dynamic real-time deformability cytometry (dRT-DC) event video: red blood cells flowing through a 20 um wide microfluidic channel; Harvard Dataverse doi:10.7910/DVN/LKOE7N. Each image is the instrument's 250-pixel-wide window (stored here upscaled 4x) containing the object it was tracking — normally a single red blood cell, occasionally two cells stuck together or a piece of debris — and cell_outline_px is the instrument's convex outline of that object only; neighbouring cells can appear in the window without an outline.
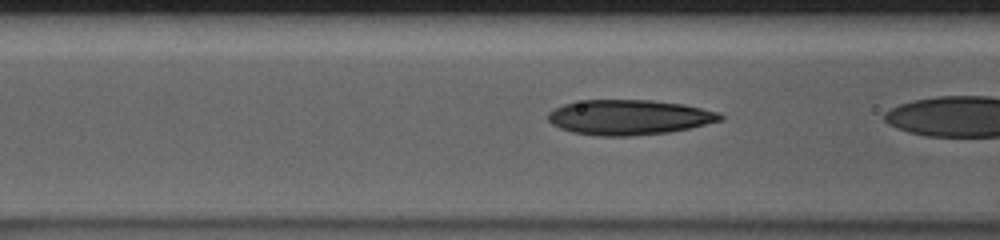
{"species": "human", "species_latin": "Homo sapiens", "temperature_condition": "cold", "stored_images_in_passage": 39, "segment_of_instrument_passage": [2, 2], "camera_frame_rate_fps": 3000, "um_per_image_px": 0.085, "donor": {"sex": "male"}, "frame": {"image": 1, "passage_image": 17, "time_ms": 5.333, "image_size_px": [1000, 240], "cell_outline_px": [[724, 120], [692, 128], [668, 132], [632, 136], [600, 136], [572, 132], [560, 128], [552, 124], [548, 120], [548, 112], [564, 104], [584, 100], [652, 100], [684, 104], [720, 112], [724, 116]], "centroid_in_image_um": [53.52, 9.97], "position_along_channel_um": 113.1, "area_um2": 35.37}}
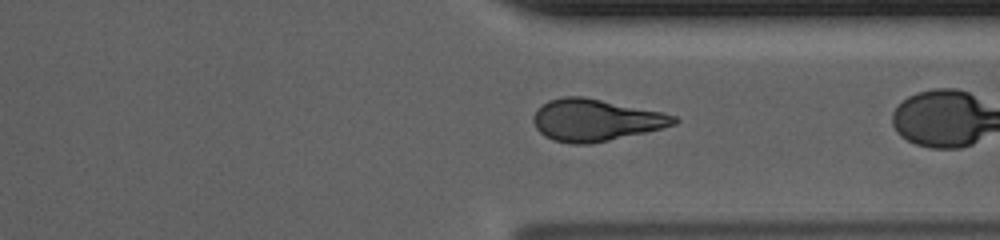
{"frame": {"image": 2, "passage_image": 37, "time_ms": 12.0, "image_size_px": [1000, 240], "cell_outline_px": [[680, 120], [676, 124], [644, 132], [592, 144], [572, 144], [552, 140], [544, 136], [536, 128], [532, 120], [532, 116], [548, 100], [564, 96], [584, 96], [660, 112], [676, 116]], "centroid_in_image_um": [50.59, 10.21], "position_along_channel_um": 360.8, "area_um2": 34.1}}